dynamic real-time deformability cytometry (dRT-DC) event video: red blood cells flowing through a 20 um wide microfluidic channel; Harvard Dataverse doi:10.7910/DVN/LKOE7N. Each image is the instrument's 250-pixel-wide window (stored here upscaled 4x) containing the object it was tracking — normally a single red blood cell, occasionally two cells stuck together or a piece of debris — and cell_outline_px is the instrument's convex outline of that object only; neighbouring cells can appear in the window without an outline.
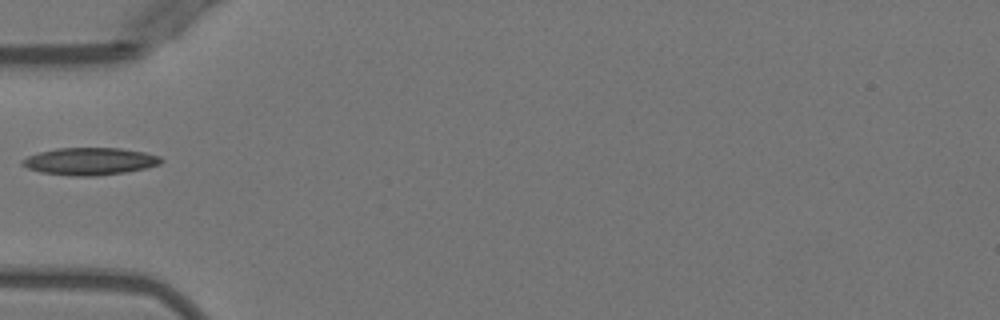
{"species": "Egyptian fruit bat (a non-hibernating species)", "species_latin": "Rousettus aegyptiacus", "temperature_condition": "warm", "stored_images_in_passage": 3, "camera_frame_rate_fps": 3000, "um_per_image_px": 0.085, "animal": {"sex": "female"}, "frame": {"image": 1, "passage_image": 2, "time_ms": 1.333, "image_size_px": [1000, 320], "cell_outline_px": [[164, 160], [160, 164], [144, 168], [124, 172], [96, 176], [72, 176], [40, 172], [28, 168], [20, 164], [20, 160], [28, 156], [40, 152], [56, 148], [120, 148], [144, 152], [160, 156]], "centroid_in_image_um": [7.62, 13.71], "position_along_channel_um": 77.4, "area_um2": 22.08}}
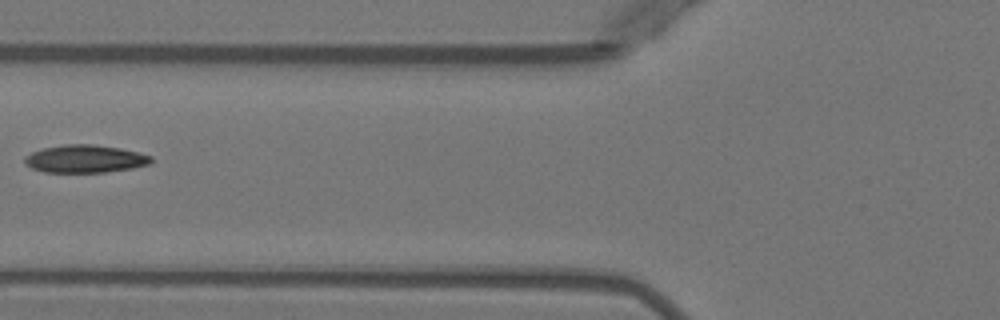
{"frame": {"image": 2, "passage_image": 3, "time_ms": 2.333, "image_size_px": [1000, 320], "cell_outline_px": [[152, 160], [148, 164], [132, 168], [104, 172], [44, 172], [32, 168], [24, 164], [24, 156], [32, 152], [44, 148], [64, 144], [92, 144], [120, 148], [152, 156]], "centroid_in_image_um": [7.19, 13.5], "position_along_channel_um": 118.6, "area_um2": 20.35}}